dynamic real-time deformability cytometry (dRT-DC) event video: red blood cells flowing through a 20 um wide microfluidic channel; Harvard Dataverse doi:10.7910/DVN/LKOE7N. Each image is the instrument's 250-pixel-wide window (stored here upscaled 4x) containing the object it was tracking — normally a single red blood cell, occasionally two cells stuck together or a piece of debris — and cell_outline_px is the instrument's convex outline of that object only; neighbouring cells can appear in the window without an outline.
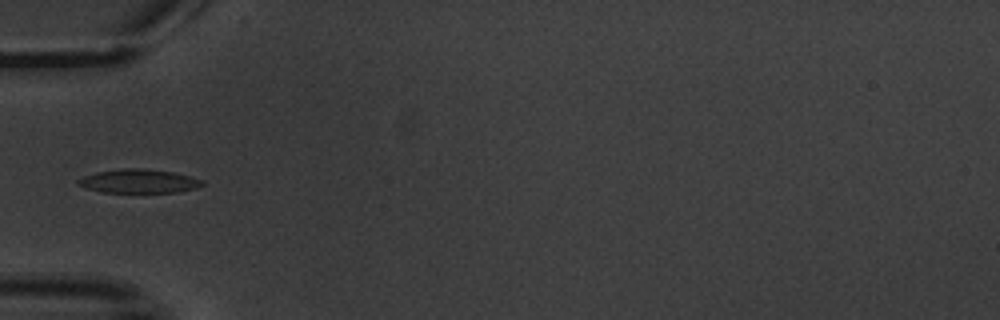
{"species": "common noctule bat (a hibernating species)", "species_latin": "Nyctalus noctula", "temperature_condition": "warm", "stored_images_in_passage": 7, "camera_frame_rate_fps": 3000, "um_per_image_px": 0.085, "animal": {"sex": "male", "body_mass_g": 20.1, "forearm_length_mm": 53.5}, "frame": {"image": 1, "passage_image": 5, "time_ms": 4.667, "image_size_px": [1000, 320], "cell_outline_px": [[204, 184], [196, 188], [180, 192], [100, 192], [84, 188], [76, 184], [76, 180], [84, 176], [96, 172], [124, 168], [136, 168], [172, 172], [204, 180]], "centroid_in_image_um": [11.76, 15.41], "position_along_channel_um": 73.2, "area_um2": 17.17}}
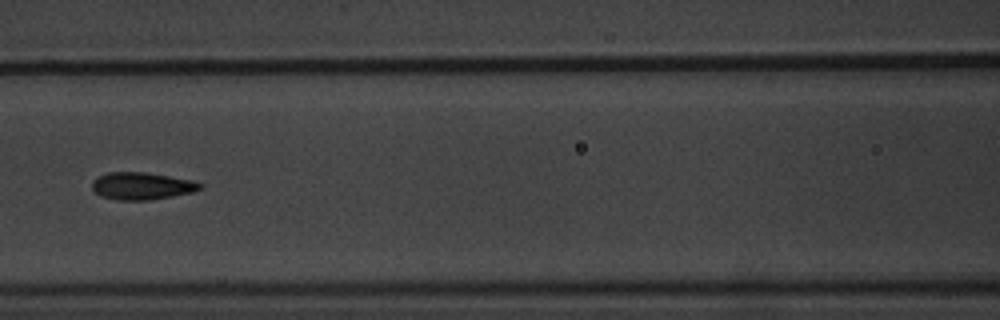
{"frame": {"image": 2, "passage_image": 7, "time_ms": 7.0, "image_size_px": [1000, 320], "cell_outline_px": [[204, 188], [192, 192], [172, 196], [148, 200], [116, 200], [100, 196], [92, 188], [92, 180], [108, 172], [144, 172], [192, 180], [204, 184]], "centroid_in_image_um": [12.06, 15.81], "position_along_channel_um": 154.5, "area_um2": 17.17}}